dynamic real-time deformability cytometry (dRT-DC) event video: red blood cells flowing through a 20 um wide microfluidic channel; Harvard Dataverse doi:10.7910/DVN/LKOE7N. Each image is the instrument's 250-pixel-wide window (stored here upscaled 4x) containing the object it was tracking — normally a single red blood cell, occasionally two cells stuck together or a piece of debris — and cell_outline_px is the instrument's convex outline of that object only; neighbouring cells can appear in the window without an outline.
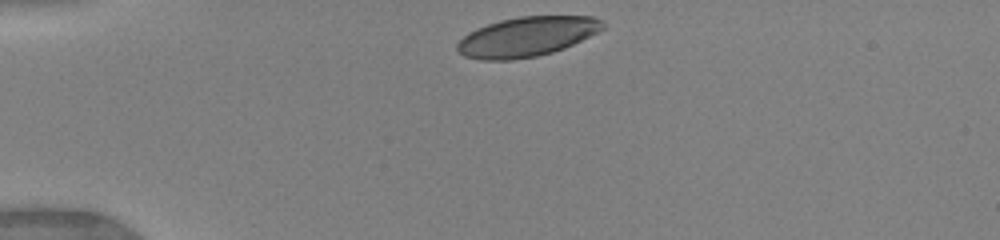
{"species": "human", "species_latin": "Homo sapiens", "temperature_condition": "warm", "stored_images_in_passage": 41, "camera_frame_rate_fps": 3000, "um_per_image_px": 0.085, "donor": {"sex": "female"}, "frame": {"image": 1, "passage_image": 1, "time_ms": 0.0, "image_size_px": [1000, 240], "cell_outline_px": [[604, 28], [564, 48], [552, 52], [536, 56], [512, 60], [480, 60], [464, 56], [456, 48], [456, 44], [468, 32], [476, 28], [500, 20], [520, 16], [592, 16], [604, 20]], "centroid_in_image_um": [44.75, 3.11], "position_along_channel_um": 40.2, "area_um2": 33.52}}
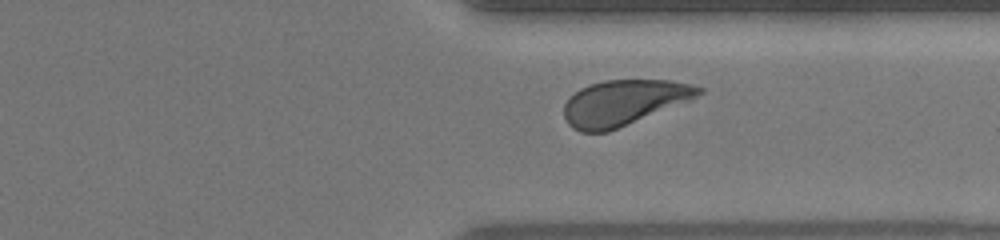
{"frame": {"image": 2, "passage_image": 33, "time_ms": 9.0, "image_size_px": [1000, 240], "cell_outline_px": [[704, 92], [692, 100], [608, 132], [580, 132], [572, 128], [568, 124], [564, 116], [564, 104], [580, 88], [588, 84], [604, 80], [668, 80], [692, 84], [704, 88]], "centroid_in_image_um": [53.04, 8.72], "position_along_channel_um": 358.4, "area_um2": 35.84}}
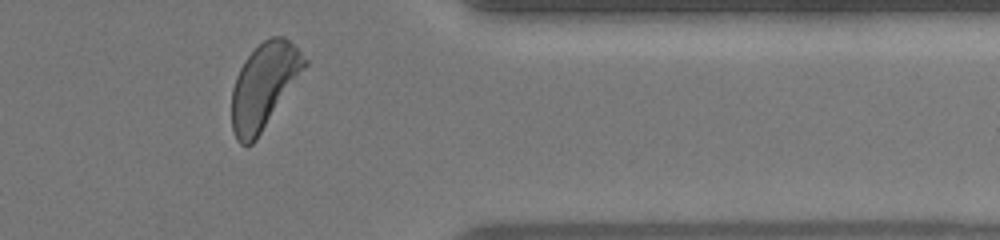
{"frame": {"image": 3, "passage_image": 37, "time_ms": 10.0, "image_size_px": [1000, 240], "cell_outline_px": [[308, 64], [256, 140], [252, 144], [240, 144], [236, 140], [232, 128], [232, 88], [236, 76], [244, 60], [268, 36], [284, 36], [308, 60]], "centroid_in_image_um": [22.43, 7.3], "position_along_channel_um": 389.0, "area_um2": 35.78}, "authors_computed_cell_mechanics": {"area_um2": 36.5296, "velocity_mm_per_s": 3.9992, "shape_relaxation_time_tau1_ms": 2.8323, "shape_relaxation_time_tau2_ms": 0.7863, "deformation_change_tau1": 0.1498, "deformation_change_tau2": 0.0586}}